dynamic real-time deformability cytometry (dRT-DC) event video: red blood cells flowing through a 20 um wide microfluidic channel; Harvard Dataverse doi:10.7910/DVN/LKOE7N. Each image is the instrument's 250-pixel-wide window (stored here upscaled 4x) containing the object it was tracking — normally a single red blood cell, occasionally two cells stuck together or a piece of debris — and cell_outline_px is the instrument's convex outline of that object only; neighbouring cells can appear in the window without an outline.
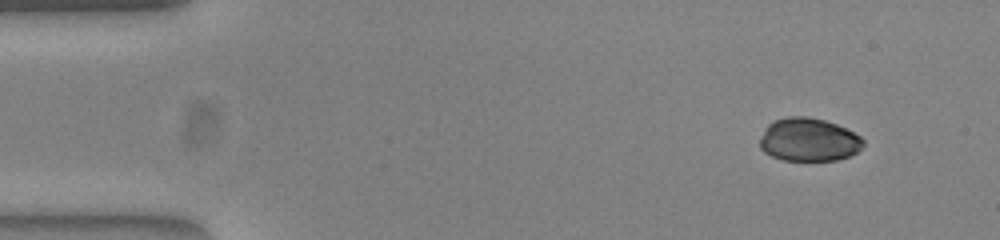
{"species": "common noctule bat (a hibernating species)", "species_latin": "Nyctalus noctula", "temperature_condition": "warm", "stored_images_in_passage": 49, "camera_frame_rate_fps": 3000, "um_per_image_px": 0.085, "animal": {"sex": "female", "body_mass_g": 23.0, "forearm_length_mm": 53.4}, "frame": {"image": 1, "passage_image": 1, "time_ms": 0.0, "image_size_px": [1000, 240], "cell_outline_px": [[864, 144], [856, 152], [848, 156], [836, 160], [780, 160], [764, 152], [760, 148], [760, 140], [764, 128], [768, 124], [776, 120], [788, 116], [808, 116], [824, 120], [836, 124], [860, 136], [864, 140]], "centroid_in_image_um": [68.71, 11.87], "position_along_channel_um": 16.3, "area_um2": 25.95}}
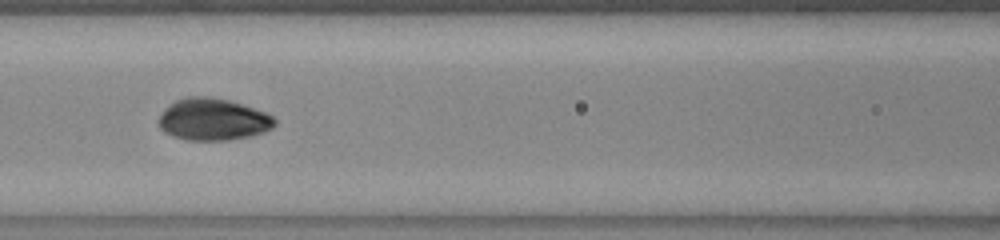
{"frame": {"image": 2, "passage_image": 19, "time_ms": 6.0, "image_size_px": [1000, 240], "cell_outline_px": [[276, 124], [272, 128], [264, 132], [252, 136], [228, 140], [188, 140], [172, 136], [164, 132], [160, 128], [160, 116], [176, 100], [188, 96], [204, 96], [228, 100], [264, 112], [272, 116], [276, 120]], "centroid_in_image_um": [18.13, 10.17], "position_along_channel_um": 148.5, "area_um2": 27.98}}
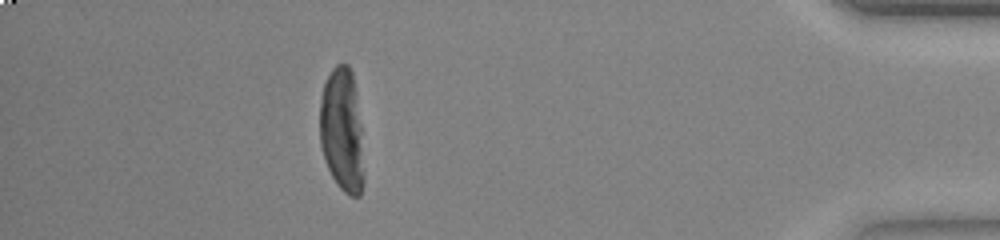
{"frame": {"image": 3, "passage_image": 43, "time_ms": 14.0, "image_size_px": [1000, 240], "cell_outline_px": [[364, 184], [360, 196], [348, 196], [336, 184], [324, 160], [320, 144], [320, 100], [324, 84], [332, 68], [336, 64], [348, 64], [352, 72], [360, 124], [364, 176]], "centroid_in_image_um": [29.06, 11.13], "position_along_channel_um": 406.1, "area_um2": 31.79}, "authors_computed_cell_mechanics": {"area_um2": 28.3798, "velocity_mm_per_s": 3.8939, "shape_relaxation_time_tau1_ms": 5.4335, "shape_relaxation_time_tau2_ms": 0.9486, "deformation_change_tau1": 0.1777, "deformation_change_tau2": 0.0309}}